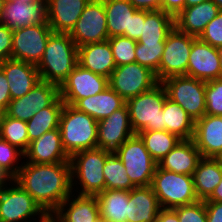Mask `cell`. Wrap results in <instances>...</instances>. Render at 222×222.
I'll return each mask as SVG.
<instances>
[{
    "label": "cell",
    "instance_id": "obj_1",
    "mask_svg": "<svg viewBox=\"0 0 222 222\" xmlns=\"http://www.w3.org/2000/svg\"><path fill=\"white\" fill-rule=\"evenodd\" d=\"M13 180L32 196L49 217L72 194L70 162L37 164L23 161Z\"/></svg>",
    "mask_w": 222,
    "mask_h": 222
},
{
    "label": "cell",
    "instance_id": "obj_2",
    "mask_svg": "<svg viewBox=\"0 0 222 222\" xmlns=\"http://www.w3.org/2000/svg\"><path fill=\"white\" fill-rule=\"evenodd\" d=\"M77 65L78 47L69 33L53 32L37 66L41 80L60 87Z\"/></svg>",
    "mask_w": 222,
    "mask_h": 222
},
{
    "label": "cell",
    "instance_id": "obj_3",
    "mask_svg": "<svg viewBox=\"0 0 222 222\" xmlns=\"http://www.w3.org/2000/svg\"><path fill=\"white\" fill-rule=\"evenodd\" d=\"M110 153L95 148L77 152L70 157L72 193L96 196L105 190L103 167Z\"/></svg>",
    "mask_w": 222,
    "mask_h": 222
},
{
    "label": "cell",
    "instance_id": "obj_4",
    "mask_svg": "<svg viewBox=\"0 0 222 222\" xmlns=\"http://www.w3.org/2000/svg\"><path fill=\"white\" fill-rule=\"evenodd\" d=\"M97 123L85 112L64 104L59 130L62 146L69 157L83 150L97 148Z\"/></svg>",
    "mask_w": 222,
    "mask_h": 222
},
{
    "label": "cell",
    "instance_id": "obj_5",
    "mask_svg": "<svg viewBox=\"0 0 222 222\" xmlns=\"http://www.w3.org/2000/svg\"><path fill=\"white\" fill-rule=\"evenodd\" d=\"M166 98V89L159 82L152 89L126 101L131 126L135 134L141 131L163 130L162 108Z\"/></svg>",
    "mask_w": 222,
    "mask_h": 222
},
{
    "label": "cell",
    "instance_id": "obj_6",
    "mask_svg": "<svg viewBox=\"0 0 222 222\" xmlns=\"http://www.w3.org/2000/svg\"><path fill=\"white\" fill-rule=\"evenodd\" d=\"M50 217L32 196L10 179L0 188V222H48Z\"/></svg>",
    "mask_w": 222,
    "mask_h": 222
},
{
    "label": "cell",
    "instance_id": "obj_7",
    "mask_svg": "<svg viewBox=\"0 0 222 222\" xmlns=\"http://www.w3.org/2000/svg\"><path fill=\"white\" fill-rule=\"evenodd\" d=\"M161 208H175L190 205L198 200L193 183V177L177 174L157 166L151 185Z\"/></svg>",
    "mask_w": 222,
    "mask_h": 222
},
{
    "label": "cell",
    "instance_id": "obj_8",
    "mask_svg": "<svg viewBox=\"0 0 222 222\" xmlns=\"http://www.w3.org/2000/svg\"><path fill=\"white\" fill-rule=\"evenodd\" d=\"M167 97L178 103L195 122L206 114V82L187 75L169 77L161 82Z\"/></svg>",
    "mask_w": 222,
    "mask_h": 222
},
{
    "label": "cell",
    "instance_id": "obj_9",
    "mask_svg": "<svg viewBox=\"0 0 222 222\" xmlns=\"http://www.w3.org/2000/svg\"><path fill=\"white\" fill-rule=\"evenodd\" d=\"M131 182L136 186H150L157 162L147 151L143 140L138 134L128 138L116 151Z\"/></svg>",
    "mask_w": 222,
    "mask_h": 222
},
{
    "label": "cell",
    "instance_id": "obj_10",
    "mask_svg": "<svg viewBox=\"0 0 222 222\" xmlns=\"http://www.w3.org/2000/svg\"><path fill=\"white\" fill-rule=\"evenodd\" d=\"M197 38L179 31L175 26L168 33L162 58L157 70V80L187 75L188 61L193 42Z\"/></svg>",
    "mask_w": 222,
    "mask_h": 222
},
{
    "label": "cell",
    "instance_id": "obj_11",
    "mask_svg": "<svg viewBox=\"0 0 222 222\" xmlns=\"http://www.w3.org/2000/svg\"><path fill=\"white\" fill-rule=\"evenodd\" d=\"M109 86L125 101L152 89L159 83L149 68L137 62L116 67L108 79Z\"/></svg>",
    "mask_w": 222,
    "mask_h": 222
},
{
    "label": "cell",
    "instance_id": "obj_12",
    "mask_svg": "<svg viewBox=\"0 0 222 222\" xmlns=\"http://www.w3.org/2000/svg\"><path fill=\"white\" fill-rule=\"evenodd\" d=\"M52 33L48 23L13 30L11 59L38 66Z\"/></svg>",
    "mask_w": 222,
    "mask_h": 222
},
{
    "label": "cell",
    "instance_id": "obj_13",
    "mask_svg": "<svg viewBox=\"0 0 222 222\" xmlns=\"http://www.w3.org/2000/svg\"><path fill=\"white\" fill-rule=\"evenodd\" d=\"M77 47L108 40L103 0H90L69 33Z\"/></svg>",
    "mask_w": 222,
    "mask_h": 222
},
{
    "label": "cell",
    "instance_id": "obj_14",
    "mask_svg": "<svg viewBox=\"0 0 222 222\" xmlns=\"http://www.w3.org/2000/svg\"><path fill=\"white\" fill-rule=\"evenodd\" d=\"M59 96L58 85L41 80L23 97L12 99L5 113L27 122L38 111L49 107Z\"/></svg>",
    "mask_w": 222,
    "mask_h": 222
},
{
    "label": "cell",
    "instance_id": "obj_15",
    "mask_svg": "<svg viewBox=\"0 0 222 222\" xmlns=\"http://www.w3.org/2000/svg\"><path fill=\"white\" fill-rule=\"evenodd\" d=\"M109 86L108 78L77 65L59 87L60 98L73 105L77 100L94 96Z\"/></svg>",
    "mask_w": 222,
    "mask_h": 222
},
{
    "label": "cell",
    "instance_id": "obj_16",
    "mask_svg": "<svg viewBox=\"0 0 222 222\" xmlns=\"http://www.w3.org/2000/svg\"><path fill=\"white\" fill-rule=\"evenodd\" d=\"M97 148L115 152L128 138L135 133L132 129L129 110L125 104L97 123Z\"/></svg>",
    "mask_w": 222,
    "mask_h": 222
},
{
    "label": "cell",
    "instance_id": "obj_17",
    "mask_svg": "<svg viewBox=\"0 0 222 222\" xmlns=\"http://www.w3.org/2000/svg\"><path fill=\"white\" fill-rule=\"evenodd\" d=\"M47 22V0H5L0 24L19 29Z\"/></svg>",
    "mask_w": 222,
    "mask_h": 222
},
{
    "label": "cell",
    "instance_id": "obj_18",
    "mask_svg": "<svg viewBox=\"0 0 222 222\" xmlns=\"http://www.w3.org/2000/svg\"><path fill=\"white\" fill-rule=\"evenodd\" d=\"M187 76L204 82L221 78L218 48L197 38L192 44Z\"/></svg>",
    "mask_w": 222,
    "mask_h": 222
},
{
    "label": "cell",
    "instance_id": "obj_19",
    "mask_svg": "<svg viewBox=\"0 0 222 222\" xmlns=\"http://www.w3.org/2000/svg\"><path fill=\"white\" fill-rule=\"evenodd\" d=\"M100 218L96 196L72 193L50 216L53 222H97Z\"/></svg>",
    "mask_w": 222,
    "mask_h": 222
},
{
    "label": "cell",
    "instance_id": "obj_20",
    "mask_svg": "<svg viewBox=\"0 0 222 222\" xmlns=\"http://www.w3.org/2000/svg\"><path fill=\"white\" fill-rule=\"evenodd\" d=\"M24 161L37 164L70 162V157L62 146L59 128L47 131L30 142L24 152Z\"/></svg>",
    "mask_w": 222,
    "mask_h": 222
},
{
    "label": "cell",
    "instance_id": "obj_21",
    "mask_svg": "<svg viewBox=\"0 0 222 222\" xmlns=\"http://www.w3.org/2000/svg\"><path fill=\"white\" fill-rule=\"evenodd\" d=\"M0 68L9 83L11 99L23 97L41 81L37 66L24 61L7 59Z\"/></svg>",
    "mask_w": 222,
    "mask_h": 222
},
{
    "label": "cell",
    "instance_id": "obj_22",
    "mask_svg": "<svg viewBox=\"0 0 222 222\" xmlns=\"http://www.w3.org/2000/svg\"><path fill=\"white\" fill-rule=\"evenodd\" d=\"M192 140L202 157L219 156L222 153V119L205 114L195 122Z\"/></svg>",
    "mask_w": 222,
    "mask_h": 222
},
{
    "label": "cell",
    "instance_id": "obj_23",
    "mask_svg": "<svg viewBox=\"0 0 222 222\" xmlns=\"http://www.w3.org/2000/svg\"><path fill=\"white\" fill-rule=\"evenodd\" d=\"M220 10L212 0L185 7L174 17L175 27L181 32L199 38L206 25L218 15Z\"/></svg>",
    "mask_w": 222,
    "mask_h": 222
},
{
    "label": "cell",
    "instance_id": "obj_24",
    "mask_svg": "<svg viewBox=\"0 0 222 222\" xmlns=\"http://www.w3.org/2000/svg\"><path fill=\"white\" fill-rule=\"evenodd\" d=\"M90 0H47V22L53 32L70 33Z\"/></svg>",
    "mask_w": 222,
    "mask_h": 222
},
{
    "label": "cell",
    "instance_id": "obj_25",
    "mask_svg": "<svg viewBox=\"0 0 222 222\" xmlns=\"http://www.w3.org/2000/svg\"><path fill=\"white\" fill-rule=\"evenodd\" d=\"M78 65L109 79L111 73L116 68L109 41L106 40L78 47Z\"/></svg>",
    "mask_w": 222,
    "mask_h": 222
},
{
    "label": "cell",
    "instance_id": "obj_26",
    "mask_svg": "<svg viewBox=\"0 0 222 222\" xmlns=\"http://www.w3.org/2000/svg\"><path fill=\"white\" fill-rule=\"evenodd\" d=\"M161 206L151 186L129 191L127 222H156Z\"/></svg>",
    "mask_w": 222,
    "mask_h": 222
},
{
    "label": "cell",
    "instance_id": "obj_27",
    "mask_svg": "<svg viewBox=\"0 0 222 222\" xmlns=\"http://www.w3.org/2000/svg\"><path fill=\"white\" fill-rule=\"evenodd\" d=\"M202 158L192 139L181 140L157 164L161 169L192 176Z\"/></svg>",
    "mask_w": 222,
    "mask_h": 222
},
{
    "label": "cell",
    "instance_id": "obj_28",
    "mask_svg": "<svg viewBox=\"0 0 222 222\" xmlns=\"http://www.w3.org/2000/svg\"><path fill=\"white\" fill-rule=\"evenodd\" d=\"M126 101L110 86L102 92L77 100L72 106L99 121L122 108Z\"/></svg>",
    "mask_w": 222,
    "mask_h": 222
},
{
    "label": "cell",
    "instance_id": "obj_29",
    "mask_svg": "<svg viewBox=\"0 0 222 222\" xmlns=\"http://www.w3.org/2000/svg\"><path fill=\"white\" fill-rule=\"evenodd\" d=\"M192 177L198 200L205 201L222 180V165L217 158L202 157Z\"/></svg>",
    "mask_w": 222,
    "mask_h": 222
},
{
    "label": "cell",
    "instance_id": "obj_30",
    "mask_svg": "<svg viewBox=\"0 0 222 222\" xmlns=\"http://www.w3.org/2000/svg\"><path fill=\"white\" fill-rule=\"evenodd\" d=\"M106 12L108 37L130 38L131 15L137 9L128 0H103Z\"/></svg>",
    "mask_w": 222,
    "mask_h": 222
},
{
    "label": "cell",
    "instance_id": "obj_31",
    "mask_svg": "<svg viewBox=\"0 0 222 222\" xmlns=\"http://www.w3.org/2000/svg\"><path fill=\"white\" fill-rule=\"evenodd\" d=\"M162 112L163 130L177 135L182 140L193 138L195 121L178 103L167 97Z\"/></svg>",
    "mask_w": 222,
    "mask_h": 222
},
{
    "label": "cell",
    "instance_id": "obj_32",
    "mask_svg": "<svg viewBox=\"0 0 222 222\" xmlns=\"http://www.w3.org/2000/svg\"><path fill=\"white\" fill-rule=\"evenodd\" d=\"M174 26V17L163 10H145L142 35L137 43H165L168 33Z\"/></svg>",
    "mask_w": 222,
    "mask_h": 222
},
{
    "label": "cell",
    "instance_id": "obj_33",
    "mask_svg": "<svg viewBox=\"0 0 222 222\" xmlns=\"http://www.w3.org/2000/svg\"><path fill=\"white\" fill-rule=\"evenodd\" d=\"M96 197L101 217L114 222H127L129 191L105 189Z\"/></svg>",
    "mask_w": 222,
    "mask_h": 222
},
{
    "label": "cell",
    "instance_id": "obj_34",
    "mask_svg": "<svg viewBox=\"0 0 222 222\" xmlns=\"http://www.w3.org/2000/svg\"><path fill=\"white\" fill-rule=\"evenodd\" d=\"M64 102L60 96L49 106L38 111L27 123L29 142L40 138L47 131L59 128Z\"/></svg>",
    "mask_w": 222,
    "mask_h": 222
},
{
    "label": "cell",
    "instance_id": "obj_35",
    "mask_svg": "<svg viewBox=\"0 0 222 222\" xmlns=\"http://www.w3.org/2000/svg\"><path fill=\"white\" fill-rule=\"evenodd\" d=\"M138 135L143 140L151 157L157 163L182 140L177 135L166 130L141 131Z\"/></svg>",
    "mask_w": 222,
    "mask_h": 222
},
{
    "label": "cell",
    "instance_id": "obj_36",
    "mask_svg": "<svg viewBox=\"0 0 222 222\" xmlns=\"http://www.w3.org/2000/svg\"><path fill=\"white\" fill-rule=\"evenodd\" d=\"M103 175L105 178V189L130 191L136 187L131 182L124 164L115 152L108 155L103 167Z\"/></svg>",
    "mask_w": 222,
    "mask_h": 222
},
{
    "label": "cell",
    "instance_id": "obj_37",
    "mask_svg": "<svg viewBox=\"0 0 222 222\" xmlns=\"http://www.w3.org/2000/svg\"><path fill=\"white\" fill-rule=\"evenodd\" d=\"M0 138L17 147L24 153L30 143L27 133V123L12 118L4 112L0 120Z\"/></svg>",
    "mask_w": 222,
    "mask_h": 222
},
{
    "label": "cell",
    "instance_id": "obj_38",
    "mask_svg": "<svg viewBox=\"0 0 222 222\" xmlns=\"http://www.w3.org/2000/svg\"><path fill=\"white\" fill-rule=\"evenodd\" d=\"M24 161V153L0 138V169L9 179H14Z\"/></svg>",
    "mask_w": 222,
    "mask_h": 222
},
{
    "label": "cell",
    "instance_id": "obj_39",
    "mask_svg": "<svg viewBox=\"0 0 222 222\" xmlns=\"http://www.w3.org/2000/svg\"><path fill=\"white\" fill-rule=\"evenodd\" d=\"M164 45L165 43H137L135 48L136 62L153 71L156 78Z\"/></svg>",
    "mask_w": 222,
    "mask_h": 222
},
{
    "label": "cell",
    "instance_id": "obj_40",
    "mask_svg": "<svg viewBox=\"0 0 222 222\" xmlns=\"http://www.w3.org/2000/svg\"><path fill=\"white\" fill-rule=\"evenodd\" d=\"M116 67L136 62L135 48L137 41L125 36L108 38Z\"/></svg>",
    "mask_w": 222,
    "mask_h": 222
},
{
    "label": "cell",
    "instance_id": "obj_41",
    "mask_svg": "<svg viewBox=\"0 0 222 222\" xmlns=\"http://www.w3.org/2000/svg\"><path fill=\"white\" fill-rule=\"evenodd\" d=\"M206 114L222 115V77L206 82Z\"/></svg>",
    "mask_w": 222,
    "mask_h": 222
},
{
    "label": "cell",
    "instance_id": "obj_42",
    "mask_svg": "<svg viewBox=\"0 0 222 222\" xmlns=\"http://www.w3.org/2000/svg\"><path fill=\"white\" fill-rule=\"evenodd\" d=\"M174 209L179 222H207L205 201L199 200L196 203L178 206Z\"/></svg>",
    "mask_w": 222,
    "mask_h": 222
},
{
    "label": "cell",
    "instance_id": "obj_43",
    "mask_svg": "<svg viewBox=\"0 0 222 222\" xmlns=\"http://www.w3.org/2000/svg\"><path fill=\"white\" fill-rule=\"evenodd\" d=\"M199 39L215 48L222 47V10L206 25Z\"/></svg>",
    "mask_w": 222,
    "mask_h": 222
},
{
    "label": "cell",
    "instance_id": "obj_44",
    "mask_svg": "<svg viewBox=\"0 0 222 222\" xmlns=\"http://www.w3.org/2000/svg\"><path fill=\"white\" fill-rule=\"evenodd\" d=\"M13 29L0 24V63L11 59Z\"/></svg>",
    "mask_w": 222,
    "mask_h": 222
},
{
    "label": "cell",
    "instance_id": "obj_45",
    "mask_svg": "<svg viewBox=\"0 0 222 222\" xmlns=\"http://www.w3.org/2000/svg\"><path fill=\"white\" fill-rule=\"evenodd\" d=\"M145 21V10H137L131 15L130 39L138 41L142 35L143 23Z\"/></svg>",
    "mask_w": 222,
    "mask_h": 222
},
{
    "label": "cell",
    "instance_id": "obj_46",
    "mask_svg": "<svg viewBox=\"0 0 222 222\" xmlns=\"http://www.w3.org/2000/svg\"><path fill=\"white\" fill-rule=\"evenodd\" d=\"M11 100L9 83L7 81L6 75L0 68V109L5 112Z\"/></svg>",
    "mask_w": 222,
    "mask_h": 222
},
{
    "label": "cell",
    "instance_id": "obj_47",
    "mask_svg": "<svg viewBox=\"0 0 222 222\" xmlns=\"http://www.w3.org/2000/svg\"><path fill=\"white\" fill-rule=\"evenodd\" d=\"M207 222H222V202L205 201Z\"/></svg>",
    "mask_w": 222,
    "mask_h": 222
},
{
    "label": "cell",
    "instance_id": "obj_48",
    "mask_svg": "<svg viewBox=\"0 0 222 222\" xmlns=\"http://www.w3.org/2000/svg\"><path fill=\"white\" fill-rule=\"evenodd\" d=\"M185 8V0H161V10L176 17Z\"/></svg>",
    "mask_w": 222,
    "mask_h": 222
},
{
    "label": "cell",
    "instance_id": "obj_49",
    "mask_svg": "<svg viewBox=\"0 0 222 222\" xmlns=\"http://www.w3.org/2000/svg\"><path fill=\"white\" fill-rule=\"evenodd\" d=\"M137 10H161V0H128Z\"/></svg>",
    "mask_w": 222,
    "mask_h": 222
},
{
    "label": "cell",
    "instance_id": "obj_50",
    "mask_svg": "<svg viewBox=\"0 0 222 222\" xmlns=\"http://www.w3.org/2000/svg\"><path fill=\"white\" fill-rule=\"evenodd\" d=\"M156 222H179L176 210L174 208H161Z\"/></svg>",
    "mask_w": 222,
    "mask_h": 222
},
{
    "label": "cell",
    "instance_id": "obj_51",
    "mask_svg": "<svg viewBox=\"0 0 222 222\" xmlns=\"http://www.w3.org/2000/svg\"><path fill=\"white\" fill-rule=\"evenodd\" d=\"M205 201H216L222 202V180L220 183L215 187L212 195Z\"/></svg>",
    "mask_w": 222,
    "mask_h": 222
},
{
    "label": "cell",
    "instance_id": "obj_52",
    "mask_svg": "<svg viewBox=\"0 0 222 222\" xmlns=\"http://www.w3.org/2000/svg\"><path fill=\"white\" fill-rule=\"evenodd\" d=\"M10 179L6 174L0 169V188L4 186Z\"/></svg>",
    "mask_w": 222,
    "mask_h": 222
},
{
    "label": "cell",
    "instance_id": "obj_53",
    "mask_svg": "<svg viewBox=\"0 0 222 222\" xmlns=\"http://www.w3.org/2000/svg\"><path fill=\"white\" fill-rule=\"evenodd\" d=\"M206 0H185V7L195 6L197 4L203 3Z\"/></svg>",
    "mask_w": 222,
    "mask_h": 222
},
{
    "label": "cell",
    "instance_id": "obj_54",
    "mask_svg": "<svg viewBox=\"0 0 222 222\" xmlns=\"http://www.w3.org/2000/svg\"><path fill=\"white\" fill-rule=\"evenodd\" d=\"M218 54H219L221 77H222V47L218 48Z\"/></svg>",
    "mask_w": 222,
    "mask_h": 222
},
{
    "label": "cell",
    "instance_id": "obj_55",
    "mask_svg": "<svg viewBox=\"0 0 222 222\" xmlns=\"http://www.w3.org/2000/svg\"><path fill=\"white\" fill-rule=\"evenodd\" d=\"M4 3H5V0H0V19H1V16H2L3 8H4Z\"/></svg>",
    "mask_w": 222,
    "mask_h": 222
},
{
    "label": "cell",
    "instance_id": "obj_56",
    "mask_svg": "<svg viewBox=\"0 0 222 222\" xmlns=\"http://www.w3.org/2000/svg\"><path fill=\"white\" fill-rule=\"evenodd\" d=\"M222 10V0H212Z\"/></svg>",
    "mask_w": 222,
    "mask_h": 222
},
{
    "label": "cell",
    "instance_id": "obj_57",
    "mask_svg": "<svg viewBox=\"0 0 222 222\" xmlns=\"http://www.w3.org/2000/svg\"><path fill=\"white\" fill-rule=\"evenodd\" d=\"M97 222H114L112 220H109V219H105L104 217H101L99 218V220Z\"/></svg>",
    "mask_w": 222,
    "mask_h": 222
},
{
    "label": "cell",
    "instance_id": "obj_58",
    "mask_svg": "<svg viewBox=\"0 0 222 222\" xmlns=\"http://www.w3.org/2000/svg\"><path fill=\"white\" fill-rule=\"evenodd\" d=\"M216 158L219 160L220 164L222 165V153L219 156H217Z\"/></svg>",
    "mask_w": 222,
    "mask_h": 222
},
{
    "label": "cell",
    "instance_id": "obj_59",
    "mask_svg": "<svg viewBox=\"0 0 222 222\" xmlns=\"http://www.w3.org/2000/svg\"><path fill=\"white\" fill-rule=\"evenodd\" d=\"M3 114H4V111L0 109V120L2 119Z\"/></svg>",
    "mask_w": 222,
    "mask_h": 222
},
{
    "label": "cell",
    "instance_id": "obj_60",
    "mask_svg": "<svg viewBox=\"0 0 222 222\" xmlns=\"http://www.w3.org/2000/svg\"><path fill=\"white\" fill-rule=\"evenodd\" d=\"M21 1H24V2H32V1H35V0H21Z\"/></svg>",
    "mask_w": 222,
    "mask_h": 222
}]
</instances>
